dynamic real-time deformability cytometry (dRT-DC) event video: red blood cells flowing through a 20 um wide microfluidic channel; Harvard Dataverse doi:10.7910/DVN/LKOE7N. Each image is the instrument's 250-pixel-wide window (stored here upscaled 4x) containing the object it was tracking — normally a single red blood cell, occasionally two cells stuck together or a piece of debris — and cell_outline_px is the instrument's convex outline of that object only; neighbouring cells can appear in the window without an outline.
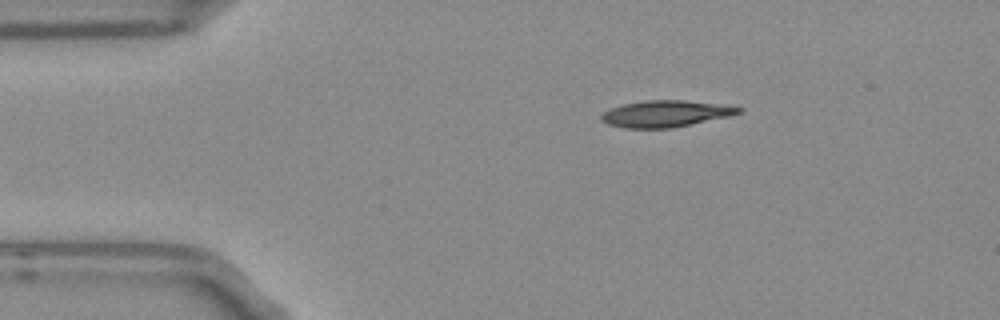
{"species": "Egyptian fruit bat (a non-hibernating species)", "species_latin": "Rousettus aegyptiacus", "temperature_condition": "room temperature", "stored_images_in_passage": 45, "camera_frame_rate_fps": 3000, "um_per_image_px": 0.085, "frame": {"image": 1, "passage_image": 1, "time_ms": 0.0, "image_size_px": [1000, 320], "cell_outline_px": [[744, 108], [740, 112], [728, 116], [672, 128], [624, 128], [608, 124], [600, 120], [600, 116], [604, 112], [612, 108], [624, 104], [644, 100], [680, 100], [724, 104]], "centroid_in_image_um": [56.56, 9.66], "position_along_channel_um": 28.4, "area_um2": 21.1}}
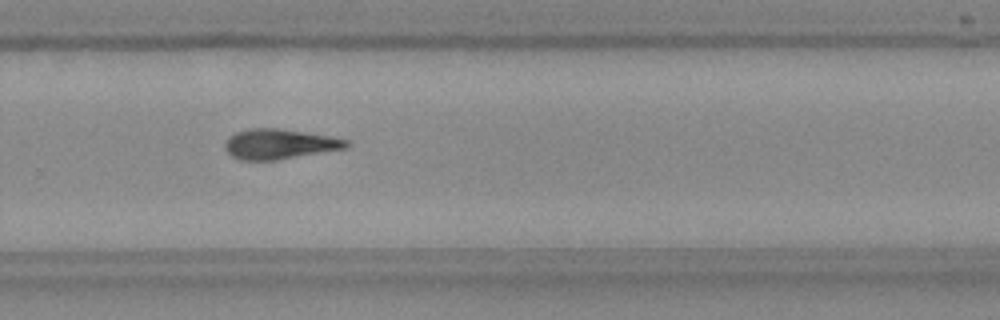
{"frame": {"image": 2, "passage_image": 27, "time_ms": 8.667, "image_size_px": [1000, 320], "cell_outline_px": [[352, 144], [348, 148], [276, 160], [240, 160], [232, 156], [224, 148], [224, 144], [228, 136], [236, 132], [248, 128], [276, 128], [304, 132], [328, 136], [348, 140]], "centroid_in_image_um": [23.74, 12.24], "position_along_channel_um": 306.1, "area_um2": 21.33}}
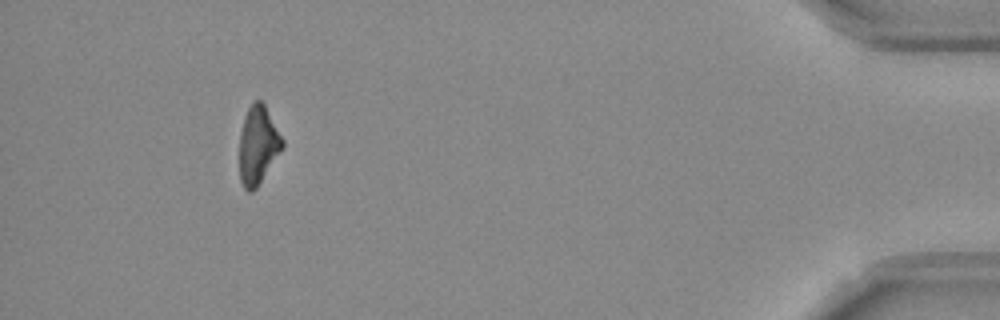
{"frame": {"image": 3, "passage_image": 41, "time_ms": 13.333, "image_size_px": [1000, 320], "cell_outline_px": [[284, 148], [256, 188], [252, 192], [248, 192], [244, 188], [240, 180], [240, 132], [244, 116], [252, 100], [260, 100], [264, 104], [284, 140]], "centroid_in_image_um": [21.94, 12.33], "position_along_channel_um": 413.3, "area_um2": 19.65}, "authors_computed_cell_mechanics": {"area_um2": 21.097, "velocity_mm_per_s": 3.769, "shape_relaxation_time_tau1_ms": 7.8442, "shape_relaxation_time_tau2_ms": null, "deformation_change_tau1": 0.2068, "deformation_change_tau2": null}}